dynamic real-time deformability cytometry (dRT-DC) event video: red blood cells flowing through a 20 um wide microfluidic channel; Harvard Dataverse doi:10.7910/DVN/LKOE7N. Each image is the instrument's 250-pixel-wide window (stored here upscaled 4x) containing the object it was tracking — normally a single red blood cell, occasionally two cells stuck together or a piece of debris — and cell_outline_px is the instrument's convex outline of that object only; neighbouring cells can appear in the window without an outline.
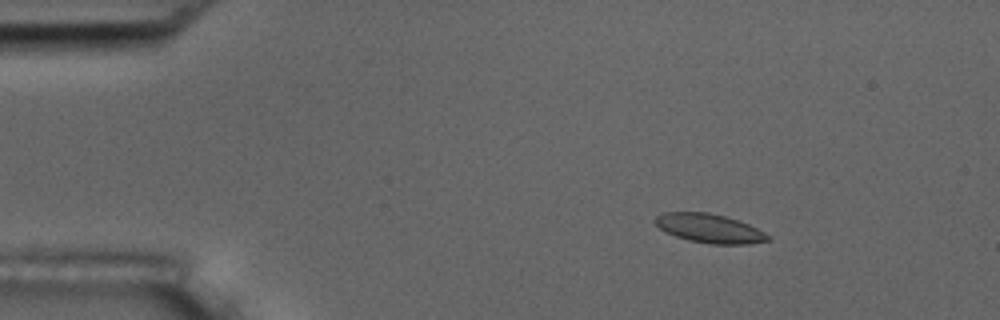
{"species": "common noctule bat (a hibernating species)", "species_latin": "Nyctalus noctula", "temperature_condition": "room temperature", "stored_images_in_passage": 11, "camera_frame_rate_fps": 3000, "um_per_image_px": 0.085, "animal": {"sex": "male", "body_mass_g": 17.5, "forearm_length_mm": 52.3}, "frame": {"image": 1, "passage_image": 2, "time_ms": 2.333, "image_size_px": [1000, 320], "cell_outline_px": [[772, 236], [768, 240], [748, 244], [712, 244], [688, 240], [676, 236], [660, 228], [652, 220], [656, 216], [664, 212], [708, 212], [724, 216], [748, 224]], "centroid_in_image_um": [60.29, 19.41], "position_along_channel_um": 24.7, "area_um2": 18.84}}
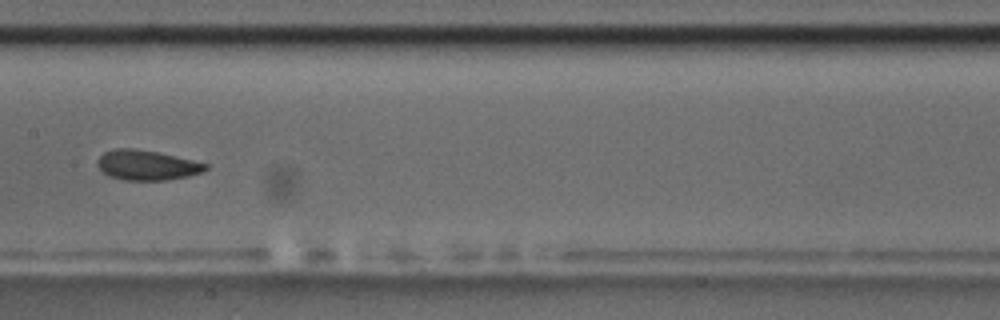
{"frame": {"image": 2, "passage_image": 8, "time_ms": 9.0, "image_size_px": [1000, 320], "cell_outline_px": [[208, 168], [204, 172], [188, 176], [164, 180], [120, 180], [108, 176], [96, 164], [96, 160], [104, 152], [116, 148], [132, 148], [156, 152], [192, 160], [208, 164]], "centroid_in_image_um": [12.46, 14.04], "position_along_channel_um": 194.9, "area_um2": 18.84}}
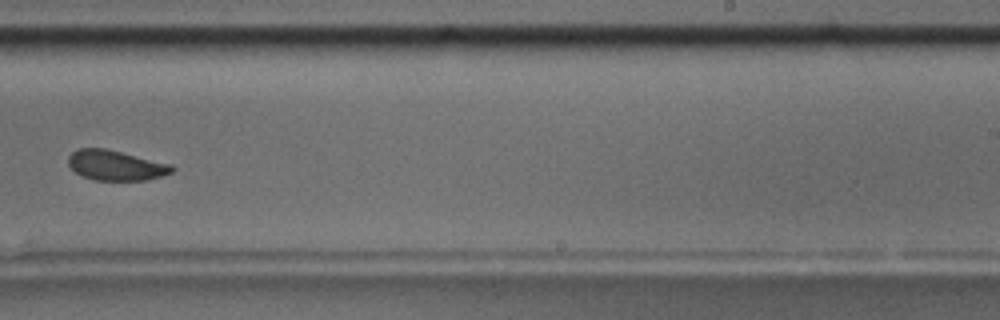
{"frame": {"image": 3, "passage_image": 10, "time_ms": 11.333, "image_size_px": [1000, 320], "cell_outline_px": [[176, 168], [172, 172], [160, 176], [144, 180], [92, 180], [76, 172], [68, 164], [68, 156], [76, 148], [108, 148], [172, 164]], "centroid_in_image_um": [9.84, 14.03], "position_along_channel_um": 279.2, "area_um2": 18.32}}